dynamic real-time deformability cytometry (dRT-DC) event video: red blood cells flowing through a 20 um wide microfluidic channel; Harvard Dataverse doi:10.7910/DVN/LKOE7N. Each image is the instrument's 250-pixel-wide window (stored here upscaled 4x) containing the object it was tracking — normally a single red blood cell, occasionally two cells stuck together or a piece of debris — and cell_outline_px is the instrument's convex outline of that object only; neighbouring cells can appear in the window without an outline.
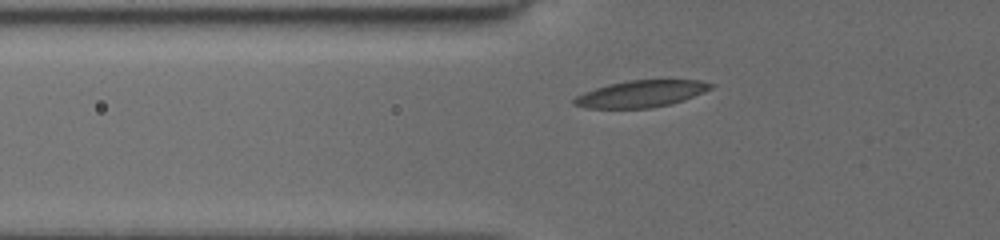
{"species": "common noctule bat (a hibernating species)", "species_latin": "Nyctalus noctula", "temperature_condition": "cold", "stored_images_in_passage": 26, "camera_frame_rate_fps": 3000, "um_per_image_px": 0.085, "animal": {"sex": "female", "body_mass_g": 19.5, "forearm_length_mm": 54.1}, "frame": {"image": 1, "passage_image": 10, "time_ms": 2.333, "image_size_px": [1000, 240], "cell_outline_px": [[716, 84], [712, 88], [704, 92], [684, 100], [672, 104], [652, 108], [584, 108], [572, 104], [572, 100], [576, 96], [584, 92], [608, 84], [628, 80], [700, 80]], "centroid_in_image_um": [54.5, 7.97], "position_along_channel_um": 71.3, "area_um2": 21.5}}
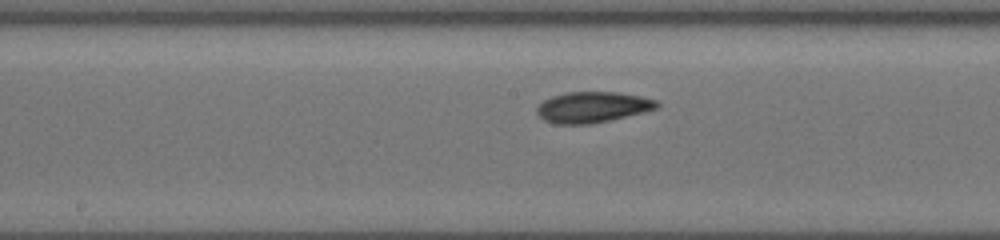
{"frame": {"image": 2, "passage_image": 20, "time_ms": 5.667, "image_size_px": [1000, 240], "cell_outline_px": [[660, 104], [656, 108], [592, 124], [556, 124], [544, 120], [536, 112], [536, 108], [544, 100], [552, 96], [564, 92], [616, 92], [640, 96], [656, 100]], "centroid_in_image_um": [50.31, 9.1], "position_along_channel_um": 197.9, "area_um2": 21.27}}
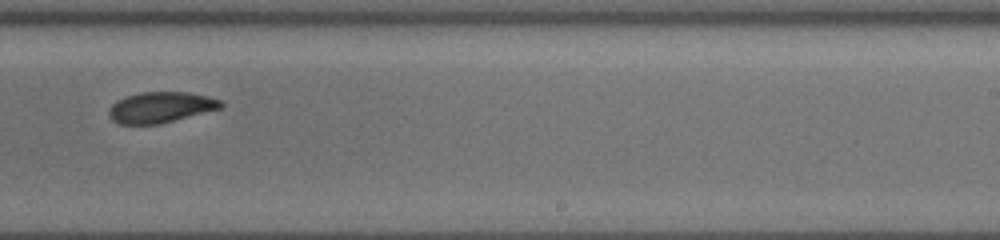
{"frame": {"image": 3, "passage_image": 24, "time_ms": 7.667, "image_size_px": [1000, 240], "cell_outline_px": [[224, 104], [220, 108], [156, 124], [120, 124], [112, 120], [108, 112], [112, 104], [116, 100], [124, 96], [140, 92], [188, 92], [208, 96], [220, 100]], "centroid_in_image_um": [13.61, 9.1], "position_along_channel_um": 275.4, "area_um2": 19.83}}